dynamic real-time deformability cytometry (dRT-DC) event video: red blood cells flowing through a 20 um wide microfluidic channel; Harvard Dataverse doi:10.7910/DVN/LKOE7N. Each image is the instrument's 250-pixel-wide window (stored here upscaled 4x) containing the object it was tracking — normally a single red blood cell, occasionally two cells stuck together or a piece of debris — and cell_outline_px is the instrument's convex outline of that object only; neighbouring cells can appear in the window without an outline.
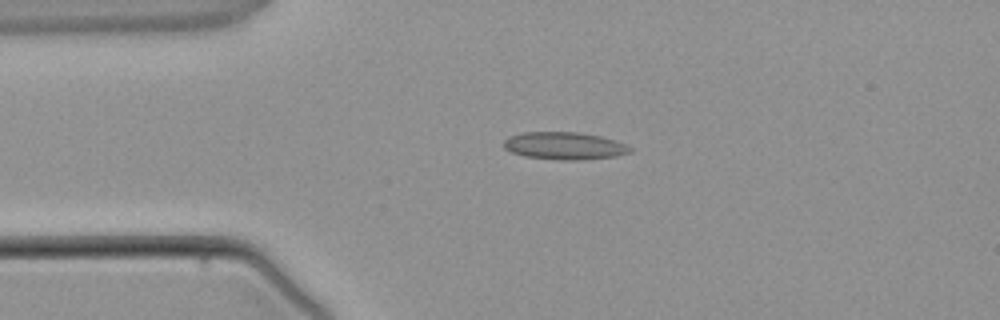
{"species": "common noctule bat (a hibernating species)", "species_latin": "Nyctalus noctula", "temperature_condition": "warm", "stored_images_in_passage": 3, "camera_frame_rate_fps": 3000, "um_per_image_px": 0.085, "animal": {"sex": "male", "body_mass_g": 21.5, "forearm_length_mm": 52.0}, "frame": {"image": 1, "passage_image": 2, "time_ms": 1.333, "image_size_px": [1000, 320], "cell_outline_px": [[632, 152], [616, 156], [580, 160], [560, 160], [524, 156], [512, 152], [504, 148], [504, 140], [508, 136], [524, 132], [580, 132], [600, 136], [616, 140], [632, 148]], "centroid_in_image_um": [47.98, 12.39], "position_along_channel_um": 37.0, "area_um2": 20.29}}